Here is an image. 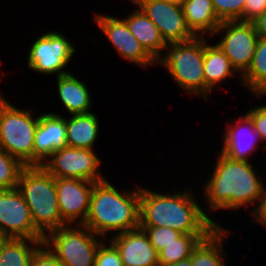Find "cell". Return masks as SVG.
I'll return each mask as SVG.
<instances>
[{"label": "cell", "instance_id": "6da1fadb", "mask_svg": "<svg viewBox=\"0 0 266 266\" xmlns=\"http://www.w3.org/2000/svg\"><path fill=\"white\" fill-rule=\"evenodd\" d=\"M218 152L212 173L206 177L204 186H201L205 201L203 204L207 205L203 206L205 213L210 217L212 210L228 209L234 212L246 207L248 214L253 216L262 202L265 187L263 177L257 173L258 169L254 168L252 162L234 160L220 150Z\"/></svg>", "mask_w": 266, "mask_h": 266}, {"label": "cell", "instance_id": "7a4b0ae2", "mask_svg": "<svg viewBox=\"0 0 266 266\" xmlns=\"http://www.w3.org/2000/svg\"><path fill=\"white\" fill-rule=\"evenodd\" d=\"M191 189L162 193L140 185L139 226L169 227L182 234L210 235L223 227L209 217Z\"/></svg>", "mask_w": 266, "mask_h": 266}, {"label": "cell", "instance_id": "3957f363", "mask_svg": "<svg viewBox=\"0 0 266 266\" xmlns=\"http://www.w3.org/2000/svg\"><path fill=\"white\" fill-rule=\"evenodd\" d=\"M119 191L111 181L94 184L89 212L82 224L103 239L139 228L140 186ZM108 236H107V235Z\"/></svg>", "mask_w": 266, "mask_h": 266}, {"label": "cell", "instance_id": "277c9868", "mask_svg": "<svg viewBox=\"0 0 266 266\" xmlns=\"http://www.w3.org/2000/svg\"><path fill=\"white\" fill-rule=\"evenodd\" d=\"M17 189L30 209L35 228L44 237L67 225L59 212L55 177L43 166H26L20 174Z\"/></svg>", "mask_w": 266, "mask_h": 266}, {"label": "cell", "instance_id": "5b68a950", "mask_svg": "<svg viewBox=\"0 0 266 266\" xmlns=\"http://www.w3.org/2000/svg\"><path fill=\"white\" fill-rule=\"evenodd\" d=\"M203 62L204 37H195L186 42L166 43L156 65L164 67L183 92L205 100Z\"/></svg>", "mask_w": 266, "mask_h": 266}, {"label": "cell", "instance_id": "8992f818", "mask_svg": "<svg viewBox=\"0 0 266 266\" xmlns=\"http://www.w3.org/2000/svg\"><path fill=\"white\" fill-rule=\"evenodd\" d=\"M32 111L14 106L0 92V148L25 166H34V137L39 115L33 116Z\"/></svg>", "mask_w": 266, "mask_h": 266}, {"label": "cell", "instance_id": "52a82bcc", "mask_svg": "<svg viewBox=\"0 0 266 266\" xmlns=\"http://www.w3.org/2000/svg\"><path fill=\"white\" fill-rule=\"evenodd\" d=\"M104 240L86 226L74 224L49 232L43 243L65 266H94Z\"/></svg>", "mask_w": 266, "mask_h": 266}, {"label": "cell", "instance_id": "ba28073f", "mask_svg": "<svg viewBox=\"0 0 266 266\" xmlns=\"http://www.w3.org/2000/svg\"><path fill=\"white\" fill-rule=\"evenodd\" d=\"M65 35L53 30L34 38L26 56L28 69L54 77L70 73L66 68L77 49Z\"/></svg>", "mask_w": 266, "mask_h": 266}, {"label": "cell", "instance_id": "9c48e42d", "mask_svg": "<svg viewBox=\"0 0 266 266\" xmlns=\"http://www.w3.org/2000/svg\"><path fill=\"white\" fill-rule=\"evenodd\" d=\"M217 35L221 37L216 44L242 76L252 63L259 40L254 25L239 20L223 21L211 38Z\"/></svg>", "mask_w": 266, "mask_h": 266}, {"label": "cell", "instance_id": "30bf717a", "mask_svg": "<svg viewBox=\"0 0 266 266\" xmlns=\"http://www.w3.org/2000/svg\"><path fill=\"white\" fill-rule=\"evenodd\" d=\"M102 161L95 150L66 146L54 152L42 166L55 178L106 180L100 170Z\"/></svg>", "mask_w": 266, "mask_h": 266}, {"label": "cell", "instance_id": "8fae6325", "mask_svg": "<svg viewBox=\"0 0 266 266\" xmlns=\"http://www.w3.org/2000/svg\"><path fill=\"white\" fill-rule=\"evenodd\" d=\"M0 233L4 238L44 240L17 188L0 190Z\"/></svg>", "mask_w": 266, "mask_h": 266}, {"label": "cell", "instance_id": "7c38bea8", "mask_svg": "<svg viewBox=\"0 0 266 266\" xmlns=\"http://www.w3.org/2000/svg\"><path fill=\"white\" fill-rule=\"evenodd\" d=\"M94 24L98 26L119 56L131 64L148 68L157 66L156 60L143 48L141 43L132 35L126 20L116 16L94 13Z\"/></svg>", "mask_w": 266, "mask_h": 266}, {"label": "cell", "instance_id": "4fadbf2b", "mask_svg": "<svg viewBox=\"0 0 266 266\" xmlns=\"http://www.w3.org/2000/svg\"><path fill=\"white\" fill-rule=\"evenodd\" d=\"M158 28L165 43H179L196 36L187 26L181 3L163 0H134Z\"/></svg>", "mask_w": 266, "mask_h": 266}, {"label": "cell", "instance_id": "5bb4252c", "mask_svg": "<svg viewBox=\"0 0 266 266\" xmlns=\"http://www.w3.org/2000/svg\"><path fill=\"white\" fill-rule=\"evenodd\" d=\"M94 184L83 179L55 178L59 212L67 225L85 222Z\"/></svg>", "mask_w": 266, "mask_h": 266}, {"label": "cell", "instance_id": "9a60e30c", "mask_svg": "<svg viewBox=\"0 0 266 266\" xmlns=\"http://www.w3.org/2000/svg\"><path fill=\"white\" fill-rule=\"evenodd\" d=\"M238 117L233 122L228 121L222 134L224 137L220 151L231 159L252 162L250 157L254 156L258 147L266 149V146L260 145L262 141L255 132L251 119L245 113Z\"/></svg>", "mask_w": 266, "mask_h": 266}, {"label": "cell", "instance_id": "2e32d148", "mask_svg": "<svg viewBox=\"0 0 266 266\" xmlns=\"http://www.w3.org/2000/svg\"><path fill=\"white\" fill-rule=\"evenodd\" d=\"M56 111L39 114L34 137V166L42 164L57 150L67 146L66 117Z\"/></svg>", "mask_w": 266, "mask_h": 266}, {"label": "cell", "instance_id": "e0dca14e", "mask_svg": "<svg viewBox=\"0 0 266 266\" xmlns=\"http://www.w3.org/2000/svg\"><path fill=\"white\" fill-rule=\"evenodd\" d=\"M108 240L117 248L124 266H159V256L142 228L114 235Z\"/></svg>", "mask_w": 266, "mask_h": 266}, {"label": "cell", "instance_id": "ac0fdd59", "mask_svg": "<svg viewBox=\"0 0 266 266\" xmlns=\"http://www.w3.org/2000/svg\"><path fill=\"white\" fill-rule=\"evenodd\" d=\"M209 42H211L210 39L208 41L207 37H204L203 72L205 77L206 101L211 97L210 94H213L214 91H217L221 87V84H225L228 79L230 80L235 75L239 79L240 85L243 86L242 77L232 66L229 58L215 42L214 45H211Z\"/></svg>", "mask_w": 266, "mask_h": 266}, {"label": "cell", "instance_id": "d6986e66", "mask_svg": "<svg viewBox=\"0 0 266 266\" xmlns=\"http://www.w3.org/2000/svg\"><path fill=\"white\" fill-rule=\"evenodd\" d=\"M71 72L56 78V88L60 100L68 115L85 114L92 112L91 92L89 87ZM91 108V109H90Z\"/></svg>", "mask_w": 266, "mask_h": 266}, {"label": "cell", "instance_id": "ffe728a7", "mask_svg": "<svg viewBox=\"0 0 266 266\" xmlns=\"http://www.w3.org/2000/svg\"><path fill=\"white\" fill-rule=\"evenodd\" d=\"M136 6L133 12L128 16L123 17L129 27L132 35L141 43L143 48L157 60L163 53L165 48V41L156 25L150 20L145 12L133 1H130ZM163 51V52H162Z\"/></svg>", "mask_w": 266, "mask_h": 266}, {"label": "cell", "instance_id": "44dd1931", "mask_svg": "<svg viewBox=\"0 0 266 266\" xmlns=\"http://www.w3.org/2000/svg\"><path fill=\"white\" fill-rule=\"evenodd\" d=\"M181 5L187 26L196 37H212L222 23L212 0H182Z\"/></svg>", "mask_w": 266, "mask_h": 266}, {"label": "cell", "instance_id": "7402d4cb", "mask_svg": "<svg viewBox=\"0 0 266 266\" xmlns=\"http://www.w3.org/2000/svg\"><path fill=\"white\" fill-rule=\"evenodd\" d=\"M98 115L93 111L85 114L70 115L66 118L67 146L94 150L100 134Z\"/></svg>", "mask_w": 266, "mask_h": 266}, {"label": "cell", "instance_id": "603a6c76", "mask_svg": "<svg viewBox=\"0 0 266 266\" xmlns=\"http://www.w3.org/2000/svg\"><path fill=\"white\" fill-rule=\"evenodd\" d=\"M230 228L218 227L193 250L190 259L193 266H226L224 241L230 237ZM224 245V246H223ZM226 260V261H225Z\"/></svg>", "mask_w": 266, "mask_h": 266}, {"label": "cell", "instance_id": "cb8c5ba5", "mask_svg": "<svg viewBox=\"0 0 266 266\" xmlns=\"http://www.w3.org/2000/svg\"><path fill=\"white\" fill-rule=\"evenodd\" d=\"M44 240L5 238L0 244V266H30Z\"/></svg>", "mask_w": 266, "mask_h": 266}, {"label": "cell", "instance_id": "d4e9b609", "mask_svg": "<svg viewBox=\"0 0 266 266\" xmlns=\"http://www.w3.org/2000/svg\"><path fill=\"white\" fill-rule=\"evenodd\" d=\"M241 77L251 95L260 100L266 97V38L259 37L252 63Z\"/></svg>", "mask_w": 266, "mask_h": 266}, {"label": "cell", "instance_id": "484cf974", "mask_svg": "<svg viewBox=\"0 0 266 266\" xmlns=\"http://www.w3.org/2000/svg\"><path fill=\"white\" fill-rule=\"evenodd\" d=\"M209 235L181 234L174 242L164 247L159 253V266H169L187 259L198 244Z\"/></svg>", "mask_w": 266, "mask_h": 266}, {"label": "cell", "instance_id": "4316f807", "mask_svg": "<svg viewBox=\"0 0 266 266\" xmlns=\"http://www.w3.org/2000/svg\"><path fill=\"white\" fill-rule=\"evenodd\" d=\"M25 167L19 159L0 148V190L16 189L20 174Z\"/></svg>", "mask_w": 266, "mask_h": 266}, {"label": "cell", "instance_id": "83f0119b", "mask_svg": "<svg viewBox=\"0 0 266 266\" xmlns=\"http://www.w3.org/2000/svg\"><path fill=\"white\" fill-rule=\"evenodd\" d=\"M212 3L221 22L240 20L243 17L245 0H212Z\"/></svg>", "mask_w": 266, "mask_h": 266}, {"label": "cell", "instance_id": "f1b7e54d", "mask_svg": "<svg viewBox=\"0 0 266 266\" xmlns=\"http://www.w3.org/2000/svg\"><path fill=\"white\" fill-rule=\"evenodd\" d=\"M144 229L150 243L159 253L164 247L174 242L182 233L169 227L139 226Z\"/></svg>", "mask_w": 266, "mask_h": 266}, {"label": "cell", "instance_id": "f546056e", "mask_svg": "<svg viewBox=\"0 0 266 266\" xmlns=\"http://www.w3.org/2000/svg\"><path fill=\"white\" fill-rule=\"evenodd\" d=\"M94 266H124L117 248L107 239L99 246Z\"/></svg>", "mask_w": 266, "mask_h": 266}, {"label": "cell", "instance_id": "4dcf8cb0", "mask_svg": "<svg viewBox=\"0 0 266 266\" xmlns=\"http://www.w3.org/2000/svg\"><path fill=\"white\" fill-rule=\"evenodd\" d=\"M245 114L251 119L255 132L259 135L263 144L266 142V104L249 105ZM251 108V109H250ZM266 146V144H265Z\"/></svg>", "mask_w": 266, "mask_h": 266}, {"label": "cell", "instance_id": "1f68e13d", "mask_svg": "<svg viewBox=\"0 0 266 266\" xmlns=\"http://www.w3.org/2000/svg\"><path fill=\"white\" fill-rule=\"evenodd\" d=\"M30 266H65L43 243L33 254Z\"/></svg>", "mask_w": 266, "mask_h": 266}, {"label": "cell", "instance_id": "d6a6232c", "mask_svg": "<svg viewBox=\"0 0 266 266\" xmlns=\"http://www.w3.org/2000/svg\"><path fill=\"white\" fill-rule=\"evenodd\" d=\"M266 12V0H245L243 17L239 21L252 22Z\"/></svg>", "mask_w": 266, "mask_h": 266}, {"label": "cell", "instance_id": "836d02e7", "mask_svg": "<svg viewBox=\"0 0 266 266\" xmlns=\"http://www.w3.org/2000/svg\"><path fill=\"white\" fill-rule=\"evenodd\" d=\"M252 218H254L252 219V221L254 220V223H257L260 226L266 227V182H265L261 205L258 211L252 216Z\"/></svg>", "mask_w": 266, "mask_h": 266}, {"label": "cell", "instance_id": "e575fe53", "mask_svg": "<svg viewBox=\"0 0 266 266\" xmlns=\"http://www.w3.org/2000/svg\"><path fill=\"white\" fill-rule=\"evenodd\" d=\"M255 31L260 38H266V12L252 21Z\"/></svg>", "mask_w": 266, "mask_h": 266}, {"label": "cell", "instance_id": "d590c367", "mask_svg": "<svg viewBox=\"0 0 266 266\" xmlns=\"http://www.w3.org/2000/svg\"><path fill=\"white\" fill-rule=\"evenodd\" d=\"M169 266H193L190 257L187 259L181 260L179 262L173 263Z\"/></svg>", "mask_w": 266, "mask_h": 266}, {"label": "cell", "instance_id": "8d00e7d4", "mask_svg": "<svg viewBox=\"0 0 266 266\" xmlns=\"http://www.w3.org/2000/svg\"><path fill=\"white\" fill-rule=\"evenodd\" d=\"M163 1L181 3L182 0H163Z\"/></svg>", "mask_w": 266, "mask_h": 266}, {"label": "cell", "instance_id": "74e56055", "mask_svg": "<svg viewBox=\"0 0 266 266\" xmlns=\"http://www.w3.org/2000/svg\"><path fill=\"white\" fill-rule=\"evenodd\" d=\"M5 238L2 236V234L0 233V244L1 242L4 240Z\"/></svg>", "mask_w": 266, "mask_h": 266}]
</instances>
